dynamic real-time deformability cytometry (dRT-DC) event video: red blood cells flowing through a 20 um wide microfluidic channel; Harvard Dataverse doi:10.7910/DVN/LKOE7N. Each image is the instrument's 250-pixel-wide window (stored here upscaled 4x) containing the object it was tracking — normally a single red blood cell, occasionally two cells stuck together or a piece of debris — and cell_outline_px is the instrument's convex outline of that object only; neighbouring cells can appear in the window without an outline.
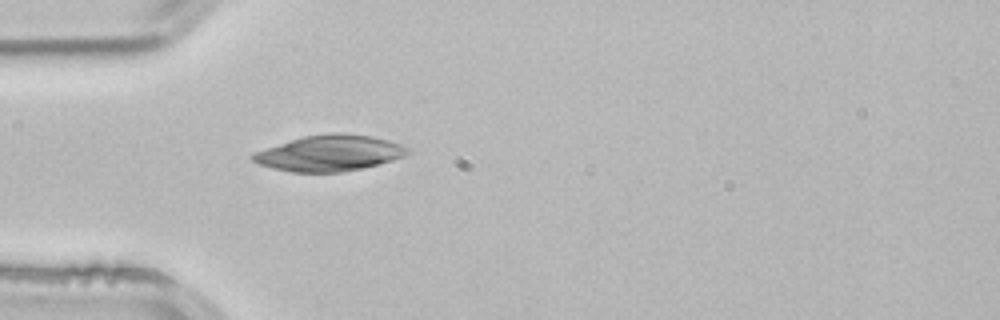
{"species": "common noctule bat (a hibernating species)", "species_latin": "Nyctalus noctula", "temperature_condition": "room temperature", "stored_images_in_passage": 4, "camera_frame_rate_fps": 3000, "um_per_image_px": 0.085, "animal": {"sex": "male", "body_mass_g": 21.5, "forearm_length_mm": 52.0}, "frame": {"image": 1, "passage_image": 4, "time_ms": 1.0, "image_size_px": [1000, 320], "cell_outline_px": [[412, 152], [404, 156], [392, 160], [360, 168], [340, 172], [292, 172], [272, 168], [260, 164], [252, 160], [248, 156], [252, 152], [304, 136], [332, 132], [336, 132], [372, 136], [388, 140], [400, 144], [408, 148]], "centroid_in_image_um": [27.98, 13.01], "position_along_channel_um": 57.0, "area_um2": 32.25}}